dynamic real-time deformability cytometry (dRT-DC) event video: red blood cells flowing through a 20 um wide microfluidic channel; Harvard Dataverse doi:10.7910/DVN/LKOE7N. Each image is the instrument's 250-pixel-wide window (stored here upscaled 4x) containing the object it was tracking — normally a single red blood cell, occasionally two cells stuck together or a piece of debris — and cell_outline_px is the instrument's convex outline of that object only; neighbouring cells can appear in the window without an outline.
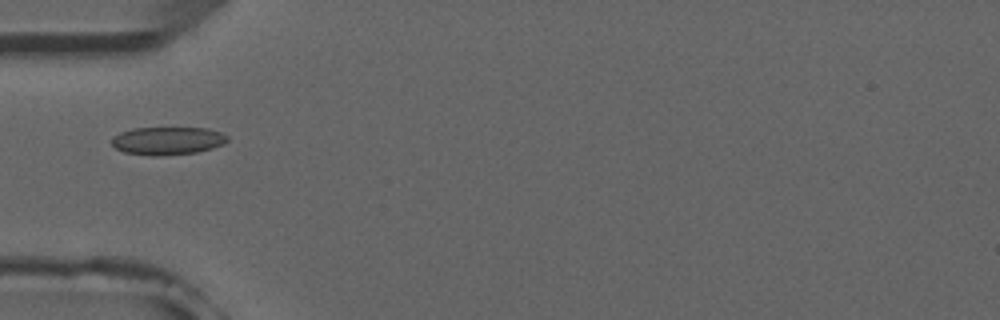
{"species": "common noctule bat (a hibernating species)", "species_latin": "Nyctalus noctula", "temperature_condition": "room temperature", "stored_images_in_passage": 5, "camera_frame_rate_fps": 3000, "um_per_image_px": 0.085, "animal": {"sex": "male", "forearm_length_mm": 52.5}, "frame": {"image": 1, "passage_image": 5, "time_ms": 4.667, "image_size_px": [1000, 320], "cell_outline_px": [[228, 140], [212, 148], [196, 152], [160, 156], [152, 156], [124, 152], [116, 148], [112, 144], [112, 136], [120, 132], [132, 128], [208, 128], [220, 132], [228, 136]], "centroid_in_image_um": [14.21, 11.96], "position_along_channel_um": 70.8, "area_um2": 18.79}}